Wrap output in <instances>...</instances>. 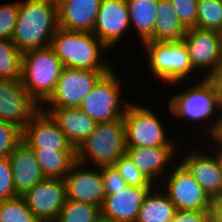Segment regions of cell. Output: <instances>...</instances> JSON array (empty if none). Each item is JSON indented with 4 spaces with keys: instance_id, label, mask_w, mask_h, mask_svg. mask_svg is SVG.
Returning a JSON list of instances; mask_svg holds the SVG:
<instances>
[{
    "instance_id": "6da1fadb",
    "label": "cell",
    "mask_w": 222,
    "mask_h": 222,
    "mask_svg": "<svg viewBox=\"0 0 222 222\" xmlns=\"http://www.w3.org/2000/svg\"><path fill=\"white\" fill-rule=\"evenodd\" d=\"M57 28V7L50 0H26L19 2L11 41L22 53L44 48L51 45Z\"/></svg>"
},
{
    "instance_id": "7a4b0ae2",
    "label": "cell",
    "mask_w": 222,
    "mask_h": 222,
    "mask_svg": "<svg viewBox=\"0 0 222 222\" xmlns=\"http://www.w3.org/2000/svg\"><path fill=\"white\" fill-rule=\"evenodd\" d=\"M63 68L64 65L51 46L22 53L20 80L38 105L46 102L54 93Z\"/></svg>"
},
{
    "instance_id": "3957f363",
    "label": "cell",
    "mask_w": 222,
    "mask_h": 222,
    "mask_svg": "<svg viewBox=\"0 0 222 222\" xmlns=\"http://www.w3.org/2000/svg\"><path fill=\"white\" fill-rule=\"evenodd\" d=\"M64 67L91 71H110L99 60L101 48L107 47L92 33L56 29L50 45Z\"/></svg>"
},
{
    "instance_id": "277c9868",
    "label": "cell",
    "mask_w": 222,
    "mask_h": 222,
    "mask_svg": "<svg viewBox=\"0 0 222 222\" xmlns=\"http://www.w3.org/2000/svg\"><path fill=\"white\" fill-rule=\"evenodd\" d=\"M126 149L123 118L99 122L92 134L76 148V161L84 165L88 158L96 163L95 166H110L126 153Z\"/></svg>"
},
{
    "instance_id": "5b68a950",
    "label": "cell",
    "mask_w": 222,
    "mask_h": 222,
    "mask_svg": "<svg viewBox=\"0 0 222 222\" xmlns=\"http://www.w3.org/2000/svg\"><path fill=\"white\" fill-rule=\"evenodd\" d=\"M142 44L148 51L153 74L164 82L181 83L194 69L183 41H146Z\"/></svg>"
},
{
    "instance_id": "8992f818",
    "label": "cell",
    "mask_w": 222,
    "mask_h": 222,
    "mask_svg": "<svg viewBox=\"0 0 222 222\" xmlns=\"http://www.w3.org/2000/svg\"><path fill=\"white\" fill-rule=\"evenodd\" d=\"M126 147L173 146L160 120L148 108L128 104L123 115Z\"/></svg>"
},
{
    "instance_id": "52a82bcc",
    "label": "cell",
    "mask_w": 222,
    "mask_h": 222,
    "mask_svg": "<svg viewBox=\"0 0 222 222\" xmlns=\"http://www.w3.org/2000/svg\"><path fill=\"white\" fill-rule=\"evenodd\" d=\"M115 73L111 69L105 74L90 91V93L83 99L79 108L99 122H110L118 118H123L128 102H121L120 99V82L117 80ZM124 103L125 108L119 105Z\"/></svg>"
},
{
    "instance_id": "ba28073f",
    "label": "cell",
    "mask_w": 222,
    "mask_h": 222,
    "mask_svg": "<svg viewBox=\"0 0 222 222\" xmlns=\"http://www.w3.org/2000/svg\"><path fill=\"white\" fill-rule=\"evenodd\" d=\"M190 88L169 101V109L174 116L206 120L215 114L214 109H222L220 95L209 78L204 77L200 83Z\"/></svg>"
},
{
    "instance_id": "9c48e42d",
    "label": "cell",
    "mask_w": 222,
    "mask_h": 222,
    "mask_svg": "<svg viewBox=\"0 0 222 222\" xmlns=\"http://www.w3.org/2000/svg\"><path fill=\"white\" fill-rule=\"evenodd\" d=\"M109 71H91L64 67L54 93L46 101L49 107H79L96 83Z\"/></svg>"
},
{
    "instance_id": "30bf717a",
    "label": "cell",
    "mask_w": 222,
    "mask_h": 222,
    "mask_svg": "<svg viewBox=\"0 0 222 222\" xmlns=\"http://www.w3.org/2000/svg\"><path fill=\"white\" fill-rule=\"evenodd\" d=\"M166 195L177 210L210 211L213 199L180 163L167 179Z\"/></svg>"
},
{
    "instance_id": "8fae6325",
    "label": "cell",
    "mask_w": 222,
    "mask_h": 222,
    "mask_svg": "<svg viewBox=\"0 0 222 222\" xmlns=\"http://www.w3.org/2000/svg\"><path fill=\"white\" fill-rule=\"evenodd\" d=\"M40 222H54L66 200L64 179L45 177L22 195Z\"/></svg>"
},
{
    "instance_id": "7c38bea8",
    "label": "cell",
    "mask_w": 222,
    "mask_h": 222,
    "mask_svg": "<svg viewBox=\"0 0 222 222\" xmlns=\"http://www.w3.org/2000/svg\"><path fill=\"white\" fill-rule=\"evenodd\" d=\"M194 69L210 68L209 78L222 59V33L214 30L189 28L183 37Z\"/></svg>"
},
{
    "instance_id": "4fadbf2b",
    "label": "cell",
    "mask_w": 222,
    "mask_h": 222,
    "mask_svg": "<svg viewBox=\"0 0 222 222\" xmlns=\"http://www.w3.org/2000/svg\"><path fill=\"white\" fill-rule=\"evenodd\" d=\"M23 87L21 80L0 79V119L22 130L40 109Z\"/></svg>"
},
{
    "instance_id": "5bb4252c",
    "label": "cell",
    "mask_w": 222,
    "mask_h": 222,
    "mask_svg": "<svg viewBox=\"0 0 222 222\" xmlns=\"http://www.w3.org/2000/svg\"><path fill=\"white\" fill-rule=\"evenodd\" d=\"M33 150L76 151L53 118L41 107L23 129V139Z\"/></svg>"
},
{
    "instance_id": "9a60e30c",
    "label": "cell",
    "mask_w": 222,
    "mask_h": 222,
    "mask_svg": "<svg viewBox=\"0 0 222 222\" xmlns=\"http://www.w3.org/2000/svg\"><path fill=\"white\" fill-rule=\"evenodd\" d=\"M130 20L125 0H101L92 33L108 48L129 30Z\"/></svg>"
},
{
    "instance_id": "2e32d148",
    "label": "cell",
    "mask_w": 222,
    "mask_h": 222,
    "mask_svg": "<svg viewBox=\"0 0 222 222\" xmlns=\"http://www.w3.org/2000/svg\"><path fill=\"white\" fill-rule=\"evenodd\" d=\"M80 166L82 164L76 161L64 178L66 199L102 207L106 194L101 176V167H98L96 171L92 169L79 170V168L76 170V167Z\"/></svg>"
},
{
    "instance_id": "e0dca14e",
    "label": "cell",
    "mask_w": 222,
    "mask_h": 222,
    "mask_svg": "<svg viewBox=\"0 0 222 222\" xmlns=\"http://www.w3.org/2000/svg\"><path fill=\"white\" fill-rule=\"evenodd\" d=\"M151 187L127 185L117 193L106 195L101 217L117 222H136L143 200Z\"/></svg>"
},
{
    "instance_id": "ac0fdd59",
    "label": "cell",
    "mask_w": 222,
    "mask_h": 222,
    "mask_svg": "<svg viewBox=\"0 0 222 222\" xmlns=\"http://www.w3.org/2000/svg\"><path fill=\"white\" fill-rule=\"evenodd\" d=\"M215 155L213 157L194 151L181 162L212 199L222 197L221 158L219 152Z\"/></svg>"
},
{
    "instance_id": "d6986e66",
    "label": "cell",
    "mask_w": 222,
    "mask_h": 222,
    "mask_svg": "<svg viewBox=\"0 0 222 222\" xmlns=\"http://www.w3.org/2000/svg\"><path fill=\"white\" fill-rule=\"evenodd\" d=\"M13 172V184L17 195L28 190L45 178L33 149L21 141L8 156Z\"/></svg>"
},
{
    "instance_id": "ffe728a7",
    "label": "cell",
    "mask_w": 222,
    "mask_h": 222,
    "mask_svg": "<svg viewBox=\"0 0 222 222\" xmlns=\"http://www.w3.org/2000/svg\"><path fill=\"white\" fill-rule=\"evenodd\" d=\"M47 113L75 149L92 134L97 125L79 107H48Z\"/></svg>"
},
{
    "instance_id": "44dd1931",
    "label": "cell",
    "mask_w": 222,
    "mask_h": 222,
    "mask_svg": "<svg viewBox=\"0 0 222 222\" xmlns=\"http://www.w3.org/2000/svg\"><path fill=\"white\" fill-rule=\"evenodd\" d=\"M101 0H69L57 8L58 27L92 32Z\"/></svg>"
},
{
    "instance_id": "7402d4cb",
    "label": "cell",
    "mask_w": 222,
    "mask_h": 222,
    "mask_svg": "<svg viewBox=\"0 0 222 222\" xmlns=\"http://www.w3.org/2000/svg\"><path fill=\"white\" fill-rule=\"evenodd\" d=\"M174 146L127 147L126 154L137 169L153 184L156 175L163 173L164 165L170 161Z\"/></svg>"
},
{
    "instance_id": "603a6c76",
    "label": "cell",
    "mask_w": 222,
    "mask_h": 222,
    "mask_svg": "<svg viewBox=\"0 0 222 222\" xmlns=\"http://www.w3.org/2000/svg\"><path fill=\"white\" fill-rule=\"evenodd\" d=\"M187 29L180 22L170 0H159L153 35L148 41H182Z\"/></svg>"
},
{
    "instance_id": "cb8c5ba5",
    "label": "cell",
    "mask_w": 222,
    "mask_h": 222,
    "mask_svg": "<svg viewBox=\"0 0 222 222\" xmlns=\"http://www.w3.org/2000/svg\"><path fill=\"white\" fill-rule=\"evenodd\" d=\"M129 13L130 25L133 23L142 43L148 41L154 30L159 0H125ZM132 22V23H131Z\"/></svg>"
},
{
    "instance_id": "d4e9b609",
    "label": "cell",
    "mask_w": 222,
    "mask_h": 222,
    "mask_svg": "<svg viewBox=\"0 0 222 222\" xmlns=\"http://www.w3.org/2000/svg\"><path fill=\"white\" fill-rule=\"evenodd\" d=\"M45 177L64 179L76 162V151L33 150Z\"/></svg>"
},
{
    "instance_id": "484cf974",
    "label": "cell",
    "mask_w": 222,
    "mask_h": 222,
    "mask_svg": "<svg viewBox=\"0 0 222 222\" xmlns=\"http://www.w3.org/2000/svg\"><path fill=\"white\" fill-rule=\"evenodd\" d=\"M149 190L139 210L136 222H170L177 211L166 193Z\"/></svg>"
},
{
    "instance_id": "4316f807",
    "label": "cell",
    "mask_w": 222,
    "mask_h": 222,
    "mask_svg": "<svg viewBox=\"0 0 222 222\" xmlns=\"http://www.w3.org/2000/svg\"><path fill=\"white\" fill-rule=\"evenodd\" d=\"M22 52L11 39L0 38V79L20 80Z\"/></svg>"
},
{
    "instance_id": "83f0119b",
    "label": "cell",
    "mask_w": 222,
    "mask_h": 222,
    "mask_svg": "<svg viewBox=\"0 0 222 222\" xmlns=\"http://www.w3.org/2000/svg\"><path fill=\"white\" fill-rule=\"evenodd\" d=\"M101 218V207L66 199L55 222H97Z\"/></svg>"
},
{
    "instance_id": "f1b7e54d",
    "label": "cell",
    "mask_w": 222,
    "mask_h": 222,
    "mask_svg": "<svg viewBox=\"0 0 222 222\" xmlns=\"http://www.w3.org/2000/svg\"><path fill=\"white\" fill-rule=\"evenodd\" d=\"M0 222H40L29 209L23 196L0 201Z\"/></svg>"
},
{
    "instance_id": "f546056e",
    "label": "cell",
    "mask_w": 222,
    "mask_h": 222,
    "mask_svg": "<svg viewBox=\"0 0 222 222\" xmlns=\"http://www.w3.org/2000/svg\"><path fill=\"white\" fill-rule=\"evenodd\" d=\"M197 28L222 33V0H198Z\"/></svg>"
},
{
    "instance_id": "4dcf8cb0",
    "label": "cell",
    "mask_w": 222,
    "mask_h": 222,
    "mask_svg": "<svg viewBox=\"0 0 222 222\" xmlns=\"http://www.w3.org/2000/svg\"><path fill=\"white\" fill-rule=\"evenodd\" d=\"M114 166L126 181L127 185L153 187L152 183L137 169L126 153L114 163Z\"/></svg>"
},
{
    "instance_id": "1f68e13d",
    "label": "cell",
    "mask_w": 222,
    "mask_h": 222,
    "mask_svg": "<svg viewBox=\"0 0 222 222\" xmlns=\"http://www.w3.org/2000/svg\"><path fill=\"white\" fill-rule=\"evenodd\" d=\"M22 139L21 128L0 119V157H8Z\"/></svg>"
},
{
    "instance_id": "d6a6232c",
    "label": "cell",
    "mask_w": 222,
    "mask_h": 222,
    "mask_svg": "<svg viewBox=\"0 0 222 222\" xmlns=\"http://www.w3.org/2000/svg\"><path fill=\"white\" fill-rule=\"evenodd\" d=\"M183 26L186 29L197 28L198 0H170Z\"/></svg>"
},
{
    "instance_id": "836d02e7",
    "label": "cell",
    "mask_w": 222,
    "mask_h": 222,
    "mask_svg": "<svg viewBox=\"0 0 222 222\" xmlns=\"http://www.w3.org/2000/svg\"><path fill=\"white\" fill-rule=\"evenodd\" d=\"M19 3H8L0 6V38L11 39L17 23Z\"/></svg>"
},
{
    "instance_id": "e575fe53",
    "label": "cell",
    "mask_w": 222,
    "mask_h": 222,
    "mask_svg": "<svg viewBox=\"0 0 222 222\" xmlns=\"http://www.w3.org/2000/svg\"><path fill=\"white\" fill-rule=\"evenodd\" d=\"M18 196L13 184V172L8 157H0V201Z\"/></svg>"
},
{
    "instance_id": "d590c367",
    "label": "cell",
    "mask_w": 222,
    "mask_h": 222,
    "mask_svg": "<svg viewBox=\"0 0 222 222\" xmlns=\"http://www.w3.org/2000/svg\"><path fill=\"white\" fill-rule=\"evenodd\" d=\"M101 176L106 195L115 194L119 189H124L127 186L126 181L114 165L102 166Z\"/></svg>"
},
{
    "instance_id": "8d00e7d4",
    "label": "cell",
    "mask_w": 222,
    "mask_h": 222,
    "mask_svg": "<svg viewBox=\"0 0 222 222\" xmlns=\"http://www.w3.org/2000/svg\"><path fill=\"white\" fill-rule=\"evenodd\" d=\"M210 211L177 210L170 222H204Z\"/></svg>"
},
{
    "instance_id": "74e56055",
    "label": "cell",
    "mask_w": 222,
    "mask_h": 222,
    "mask_svg": "<svg viewBox=\"0 0 222 222\" xmlns=\"http://www.w3.org/2000/svg\"><path fill=\"white\" fill-rule=\"evenodd\" d=\"M221 112H222V109H221ZM219 117L217 118V120L214 122H212L213 126L211 125V133L212 136L211 137H214L213 139L215 141H217L221 146H222V115H218ZM220 151H218L219 153H222V147H220Z\"/></svg>"
},
{
    "instance_id": "f35d334b",
    "label": "cell",
    "mask_w": 222,
    "mask_h": 222,
    "mask_svg": "<svg viewBox=\"0 0 222 222\" xmlns=\"http://www.w3.org/2000/svg\"><path fill=\"white\" fill-rule=\"evenodd\" d=\"M209 79L214 84L216 91L219 93L222 101V59Z\"/></svg>"
},
{
    "instance_id": "ab89813d",
    "label": "cell",
    "mask_w": 222,
    "mask_h": 222,
    "mask_svg": "<svg viewBox=\"0 0 222 222\" xmlns=\"http://www.w3.org/2000/svg\"><path fill=\"white\" fill-rule=\"evenodd\" d=\"M210 216L215 222H222V197L213 199Z\"/></svg>"
},
{
    "instance_id": "60d3db41",
    "label": "cell",
    "mask_w": 222,
    "mask_h": 222,
    "mask_svg": "<svg viewBox=\"0 0 222 222\" xmlns=\"http://www.w3.org/2000/svg\"><path fill=\"white\" fill-rule=\"evenodd\" d=\"M50 1L58 8L61 4L65 3L69 0H50Z\"/></svg>"
},
{
    "instance_id": "b9f144b4",
    "label": "cell",
    "mask_w": 222,
    "mask_h": 222,
    "mask_svg": "<svg viewBox=\"0 0 222 222\" xmlns=\"http://www.w3.org/2000/svg\"><path fill=\"white\" fill-rule=\"evenodd\" d=\"M97 222H117V221L108 220V219L101 217Z\"/></svg>"
},
{
    "instance_id": "7bdbcfd3",
    "label": "cell",
    "mask_w": 222,
    "mask_h": 222,
    "mask_svg": "<svg viewBox=\"0 0 222 222\" xmlns=\"http://www.w3.org/2000/svg\"><path fill=\"white\" fill-rule=\"evenodd\" d=\"M204 222H215L214 219L209 215Z\"/></svg>"
},
{
    "instance_id": "ee69618b",
    "label": "cell",
    "mask_w": 222,
    "mask_h": 222,
    "mask_svg": "<svg viewBox=\"0 0 222 222\" xmlns=\"http://www.w3.org/2000/svg\"><path fill=\"white\" fill-rule=\"evenodd\" d=\"M219 155H220V158H221V164H222V153H219Z\"/></svg>"
}]
</instances>
